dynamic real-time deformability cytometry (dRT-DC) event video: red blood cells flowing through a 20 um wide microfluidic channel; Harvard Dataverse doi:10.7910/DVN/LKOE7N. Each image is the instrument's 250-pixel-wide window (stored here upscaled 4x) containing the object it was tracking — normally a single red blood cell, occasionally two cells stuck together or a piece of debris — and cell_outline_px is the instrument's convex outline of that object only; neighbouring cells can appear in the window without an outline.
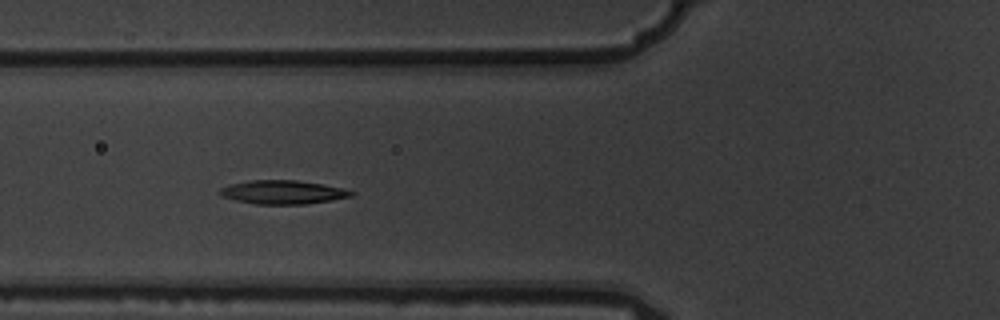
{"species": "common noctule bat (a hibernating species)", "species_latin": "Nyctalus noctula", "temperature_condition": "warm", "stored_images_in_passage": 14, "camera_frame_rate_fps": 3000, "um_per_image_px": 0.085, "animal": {"sex": "male", "body_mass_g": 19.5, "forearm_length_mm": 54.6}, "frame": {"image": 1, "passage_image": 5, "time_ms": 1.333, "image_size_px": [1000, 320], "cell_outline_px": [[356, 192], [352, 196], [332, 200], [304, 204], [256, 204], [236, 200], [224, 196], [220, 192], [220, 188], [232, 184], [248, 180], [296, 180], [324, 184], [344, 188]], "centroid_in_image_um": [24.1, 16.33], "position_along_channel_um": 101.7, "area_um2": 18.03}}
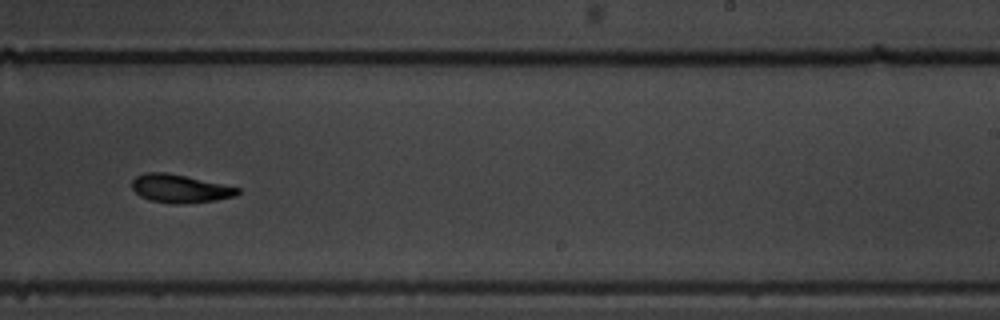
{"frame": {"image": 2, "passage_image": 9, "time_ms": 2.667, "image_size_px": [1000, 320], "cell_outline_px": [[240, 192], [236, 196], [216, 200], [184, 204], [172, 204], [152, 200], [140, 196], [132, 188], [132, 180], [136, 176], [144, 172], [164, 172], [184, 176], [240, 188]], "centroid_in_image_um": [15.28, 16.04], "position_along_channel_um": 273.7, "area_um2": 17.22}}
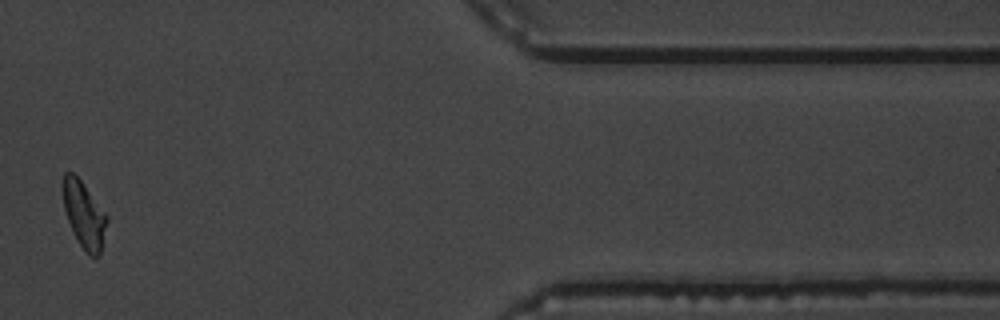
{"frame": {"image": 3, "passage_image": 13, "time_ms": 4.0, "image_size_px": [1000, 320], "cell_outline_px": [[108, 220], [100, 256], [96, 260], [88, 256], [72, 232], [64, 208], [60, 188], [60, 184], [64, 172], [72, 172], [80, 180], [108, 216]], "centroid_in_image_um": [7.12, 18.27], "position_along_channel_um": 404.3, "area_um2": 17.46}}